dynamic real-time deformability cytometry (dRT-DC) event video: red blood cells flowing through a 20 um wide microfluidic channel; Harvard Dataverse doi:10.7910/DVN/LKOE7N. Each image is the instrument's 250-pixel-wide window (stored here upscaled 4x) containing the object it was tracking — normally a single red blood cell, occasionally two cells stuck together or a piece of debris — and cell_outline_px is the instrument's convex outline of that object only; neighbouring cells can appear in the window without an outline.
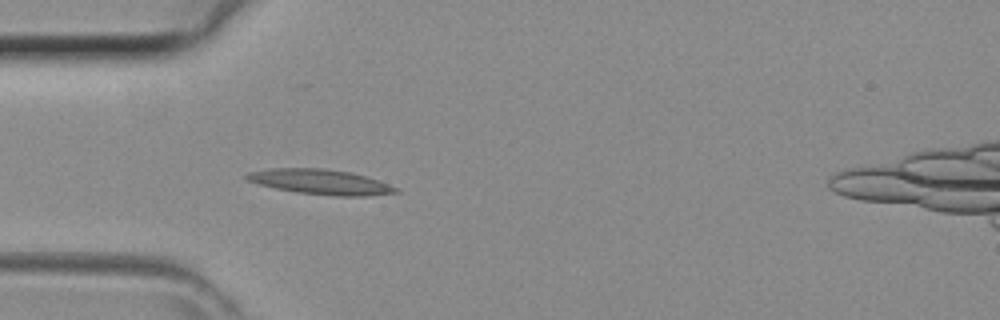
{"species": "common noctule bat (a hibernating species)", "species_latin": "Nyctalus noctula", "temperature_condition": "room temperature", "stored_images_in_passage": 35, "camera_frame_rate_fps": 3000, "um_per_image_px": 0.085, "animal": {"sex": "female", "body_mass_g": 29.2, "forearm_length_mm": 56.3}, "frame": {"image": 1, "passage_image": 4, "time_ms": 1.0, "image_size_px": [1000, 320], "cell_outline_px": [[400, 192], [364, 196], [332, 196], [296, 192], [276, 188], [260, 184], [248, 180], [244, 176], [248, 172], [272, 168], [320, 168], [348, 172], [364, 176], [388, 184], [396, 188]], "centroid_in_image_um": [27.21, 15.46], "position_along_channel_um": 57.8, "area_um2": 21.39}}
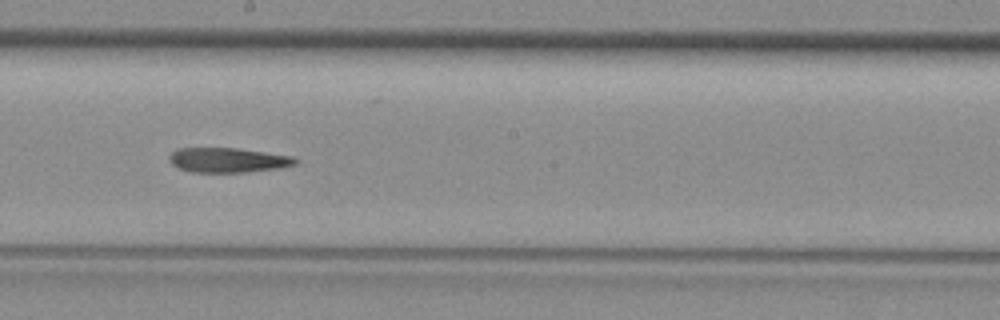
{"frame": {"image": 2, "passage_image": 15, "time_ms": 4.667, "image_size_px": [1000, 320], "cell_outline_px": [[300, 160], [296, 164], [280, 168], [244, 172], [192, 172], [180, 168], [172, 164], [168, 160], [168, 156], [172, 152], [180, 148], [236, 148], [292, 156]], "centroid_in_image_um": [19.38, 13.61], "position_along_channel_um": 228.8, "area_um2": 18.09}}
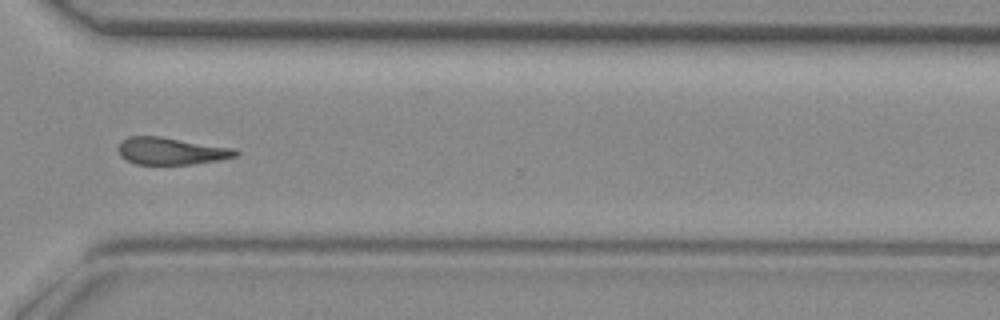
{"frame": {"image": 3, "passage_image": 23, "time_ms": 7.333, "image_size_px": [1000, 320], "cell_outline_px": [[240, 152], [236, 156], [220, 160], [192, 164], [136, 164], [120, 156], [120, 144], [128, 136], [160, 136], [236, 148]], "centroid_in_image_um": [14.61, 12.83], "position_along_channel_um": 356.0, "area_um2": 18.5}}